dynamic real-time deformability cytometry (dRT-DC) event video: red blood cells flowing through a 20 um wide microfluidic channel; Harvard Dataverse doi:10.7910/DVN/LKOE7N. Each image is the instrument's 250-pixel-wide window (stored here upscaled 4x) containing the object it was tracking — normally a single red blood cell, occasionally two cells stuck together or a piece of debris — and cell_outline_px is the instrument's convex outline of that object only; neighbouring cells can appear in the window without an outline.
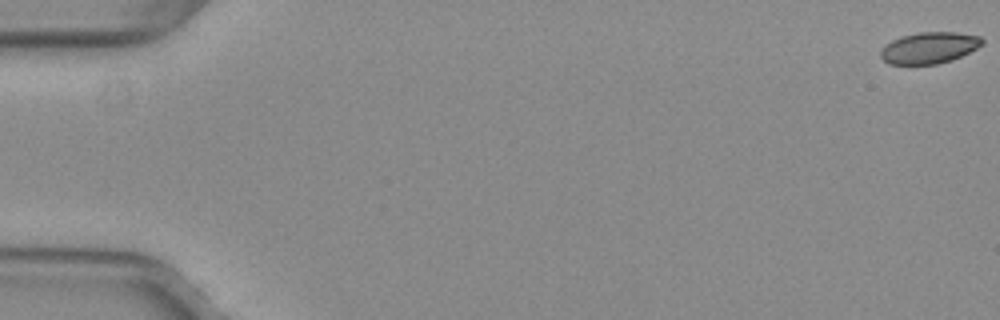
{"species": "common noctule bat (a hibernating species)", "species_latin": "Nyctalus noctula", "temperature_condition": "warm", "stored_images_in_passage": 54, "camera_frame_rate_fps": 3000, "um_per_image_px": 0.085, "animal": {"sex": "female", "body_mass_g": 29.2, "forearm_length_mm": 56.3}, "frame": {"image": 1, "passage_image": 1, "time_ms": 0.0, "image_size_px": [1000, 320], "cell_outline_px": [[984, 44], [952, 60], [936, 64], [888, 64], [880, 56], [880, 52], [884, 44], [892, 40], [904, 36], [920, 32], [956, 32], [980, 36], [984, 40]], "centroid_in_image_um": [78.98, 4.06], "position_along_channel_um": 6.0, "area_um2": 18.5}}
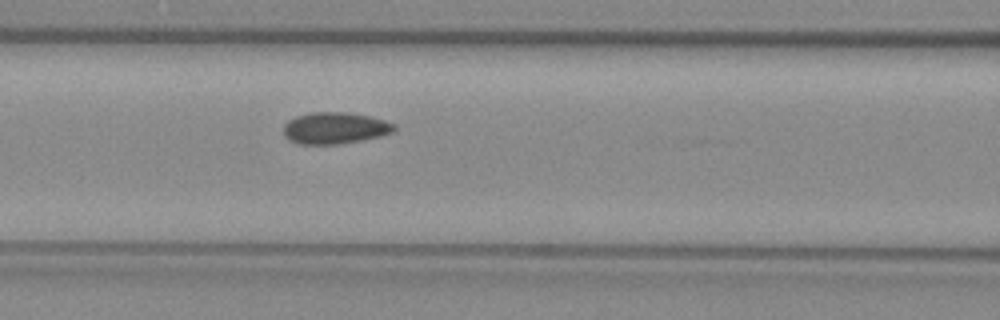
{"frame": {"image": 2, "passage_image": 24, "time_ms": 7.667, "image_size_px": [1000, 320], "cell_outline_px": [[396, 128], [392, 132], [380, 136], [360, 140], [336, 144], [296, 144], [288, 140], [284, 136], [284, 124], [288, 120], [296, 116], [312, 112], [348, 112], [368, 116], [384, 120], [396, 124]], "centroid_in_image_um": [28.43, 10.88], "position_along_channel_um": 138.2, "area_um2": 20.4}}
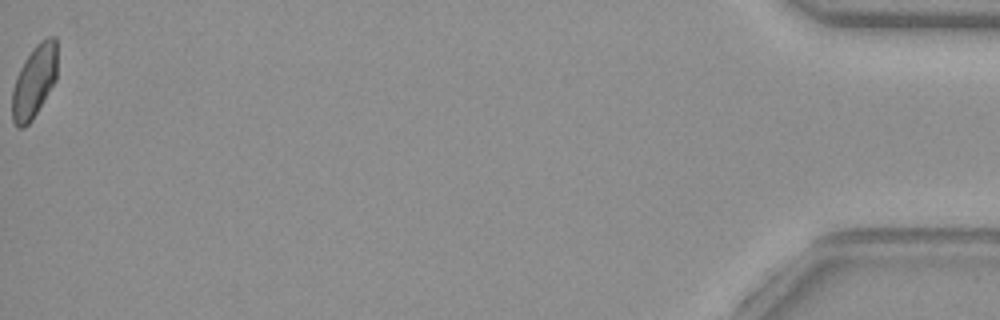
{"frame": {"image": 3, "passage_image": 54, "time_ms": 17.667, "image_size_px": [1000, 320], "cell_outline_px": [[56, 80], [32, 120], [24, 128], [16, 128], [12, 120], [12, 88], [16, 76], [24, 60], [32, 48], [40, 40], [48, 36], [56, 36]], "centroid_in_image_um": [2.89, 6.92], "position_along_channel_um": 432.3, "area_um2": 19.25}, "authors_computed_cell_mechanics": {"area_um2": 19.7098, "velocity_mm_per_s": 3.9842, "shape_relaxation_time_tau1_ms": null, "shape_relaxation_time_tau2_ms": 0.8258, "deformation_change_tau1": null, "deformation_change_tau2": 0.0448}}